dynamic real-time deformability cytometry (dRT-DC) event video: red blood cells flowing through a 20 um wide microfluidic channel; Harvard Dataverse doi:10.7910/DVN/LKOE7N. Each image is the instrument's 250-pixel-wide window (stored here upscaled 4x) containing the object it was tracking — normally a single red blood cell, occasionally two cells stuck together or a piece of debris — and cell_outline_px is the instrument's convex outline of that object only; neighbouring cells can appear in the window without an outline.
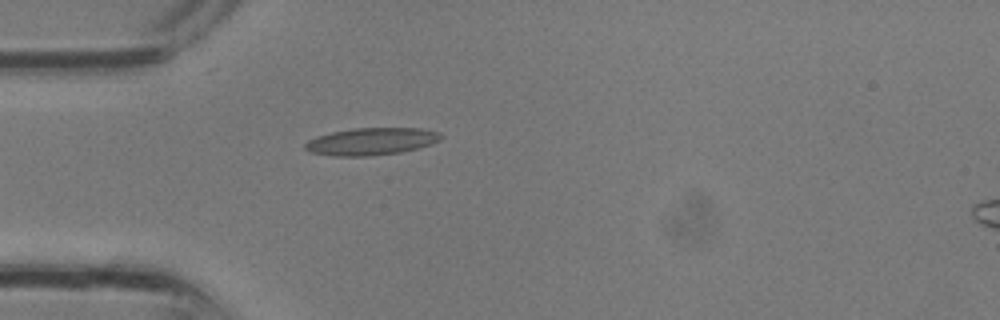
{"species": "common noctule bat (a hibernating species)", "species_latin": "Nyctalus noctula", "temperature_condition": "room temperature", "stored_images_in_passage": 4, "camera_frame_rate_fps": 3000, "um_per_image_px": 0.085, "animal": {"sex": "male", "body_mass_g": 13.3}, "frame": {"image": 1, "passage_image": 3, "time_ms": 0.667, "image_size_px": [1000, 320], "cell_outline_px": [[444, 136], [440, 140], [432, 144], [400, 152], [368, 156], [332, 156], [308, 152], [304, 148], [304, 144], [308, 140], [316, 136], [332, 132], [352, 128], [420, 128], [440, 132]], "centroid_in_image_um": [31.54, 12.02], "position_along_channel_um": 53.5, "area_um2": 21.73}}